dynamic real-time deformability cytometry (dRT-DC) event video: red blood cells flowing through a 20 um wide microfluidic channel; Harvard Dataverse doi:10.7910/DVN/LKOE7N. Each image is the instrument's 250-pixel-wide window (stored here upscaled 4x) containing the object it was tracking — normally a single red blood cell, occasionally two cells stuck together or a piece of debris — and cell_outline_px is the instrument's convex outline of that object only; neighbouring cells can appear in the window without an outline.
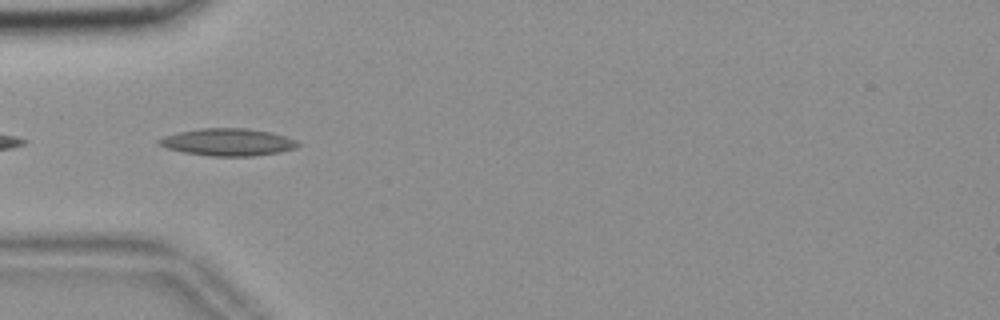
{"species": "common noctule bat (a hibernating species)", "species_latin": "Nyctalus noctula", "temperature_condition": "room temperature", "stored_images_in_passage": 6, "camera_frame_rate_fps": 3000, "um_per_image_px": 0.085, "animal": {"sex": "female", "body_mass_g": 18.4}, "frame": {"image": 1, "passage_image": 2, "time_ms": 0.333, "image_size_px": [1000, 320], "cell_outline_px": [[300, 144], [296, 148], [280, 152], [256, 156], [212, 156], [184, 152], [168, 148], [160, 144], [156, 140], [164, 136], [180, 132], [200, 128], [244, 128], [272, 132], [296, 140]], "centroid_in_image_um": [19.41, 12.08], "position_along_channel_um": 65.6, "area_um2": 21.96}}